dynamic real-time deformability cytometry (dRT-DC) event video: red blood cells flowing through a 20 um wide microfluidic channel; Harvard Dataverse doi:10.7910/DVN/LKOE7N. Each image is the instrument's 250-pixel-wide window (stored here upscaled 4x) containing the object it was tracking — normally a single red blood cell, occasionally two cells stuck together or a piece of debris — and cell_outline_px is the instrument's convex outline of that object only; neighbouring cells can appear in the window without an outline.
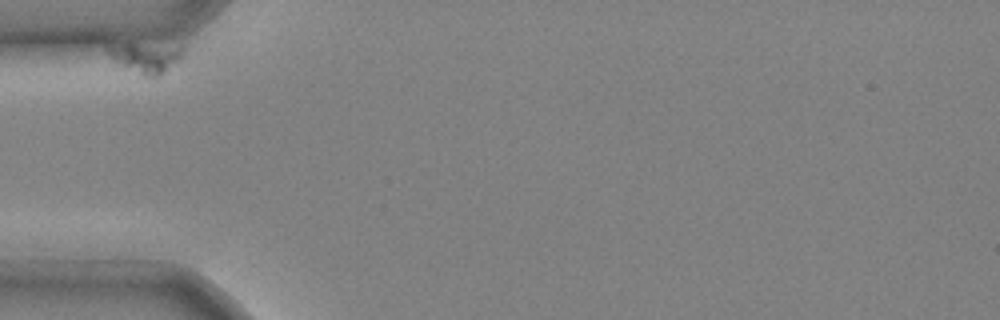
{"species": "common noctule bat (a hibernating species)", "species_latin": "Nyctalus noctula", "temperature_condition": "cold", "stored_images_in_passage": 3, "camera_frame_rate_fps": 3000, "um_per_image_px": 0.085, "animal": {"sex": "male", "body_mass_g": 20.4}, "frame": {"image": 1, "passage_image": 1, "time_ms": 0.0, "image_size_px": [1000, 320], "cell_outline_px": [[184, 52], [160, 76], [144, 76], [124, 64], [112, 56], [108, 52], [108, 48], [124, 44], [180, 44]], "centroid_in_image_um": [12.53, 4.85], "position_along_channel_um": 72.5, "area_um2": 12.25}}
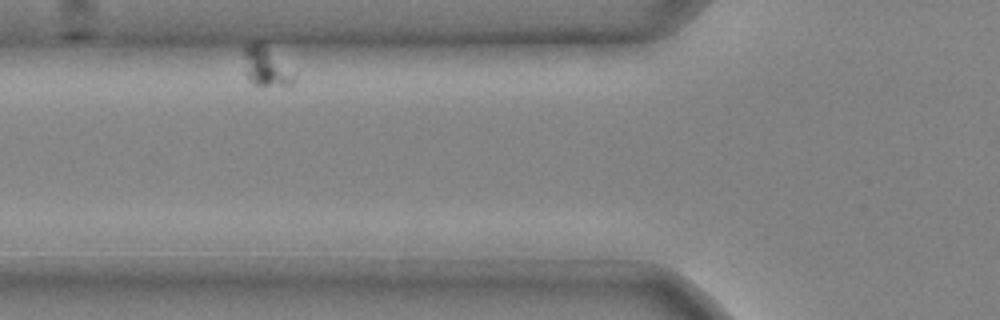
{"frame": {"image": 2, "passage_image": 2, "time_ms": 0.333, "image_size_px": [1000, 320], "cell_outline_px": [[296, 76], [292, 84], [252, 84], [248, 80], [244, 52], [244, 48], [248, 44], [256, 40], [264, 40], [296, 72]], "centroid_in_image_um": [22.67, 5.55], "position_along_channel_um": 103.1, "area_um2": 11.85}}